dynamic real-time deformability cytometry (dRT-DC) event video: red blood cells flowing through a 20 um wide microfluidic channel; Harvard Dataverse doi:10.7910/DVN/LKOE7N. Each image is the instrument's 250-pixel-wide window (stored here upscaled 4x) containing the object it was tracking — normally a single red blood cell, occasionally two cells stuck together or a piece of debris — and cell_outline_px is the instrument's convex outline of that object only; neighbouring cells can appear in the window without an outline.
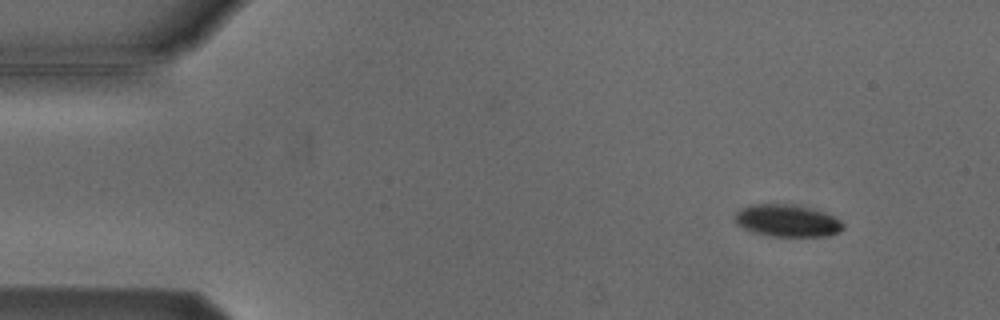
{"species": "Egyptian fruit bat (a non-hibernating species)", "species_latin": "Rousettus aegyptiacus", "temperature_condition": "cold", "stored_images_in_passage": 3, "camera_frame_rate_fps": 3000, "um_per_image_px": 0.085, "animal": {"sex": "male"}, "frame": {"image": 1, "passage_image": 1, "time_ms": 0.0, "image_size_px": [1000, 320], "cell_outline_px": [[844, 228], [840, 232], [828, 236], [772, 236], [752, 232], [736, 224], [736, 212], [740, 208], [748, 204], [796, 204], [812, 208], [836, 216], [844, 224]], "centroid_in_image_um": [66.94, 18.75], "position_along_channel_um": 18.1, "area_um2": 20.58}}